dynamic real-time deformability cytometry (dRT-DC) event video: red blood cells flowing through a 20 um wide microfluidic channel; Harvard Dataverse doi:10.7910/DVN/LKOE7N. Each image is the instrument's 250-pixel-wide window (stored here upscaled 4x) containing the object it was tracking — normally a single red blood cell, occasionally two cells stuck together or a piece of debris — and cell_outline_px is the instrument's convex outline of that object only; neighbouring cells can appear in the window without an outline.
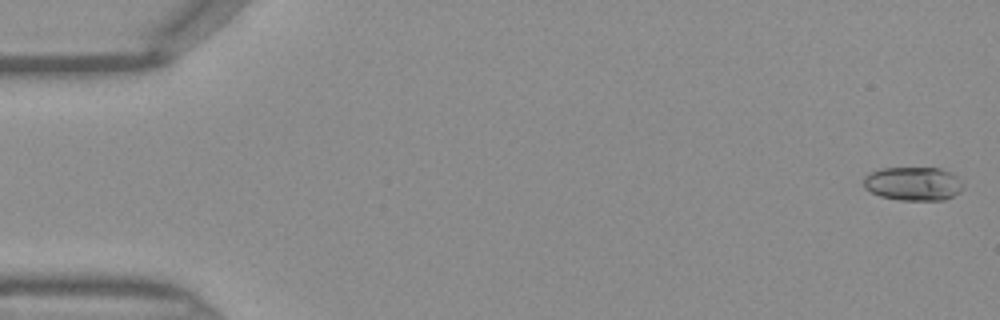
{"species": "Egyptian fruit bat (a non-hibernating species)", "species_latin": "Rousettus aegyptiacus", "temperature_condition": "warm", "stored_images_in_passage": 12, "camera_frame_rate_fps": 3000, "um_per_image_px": 0.085, "frame": {"image": 1, "passage_image": 1, "time_ms": 0.0, "image_size_px": [1000, 320], "cell_outline_px": [[964, 188], [960, 192], [944, 200], [900, 200], [880, 196], [864, 188], [864, 176], [880, 168], [940, 168], [956, 176], [964, 184]], "centroid_in_image_um": [77.63, 15.62], "position_along_channel_um": 7.4, "area_um2": 19.54}}